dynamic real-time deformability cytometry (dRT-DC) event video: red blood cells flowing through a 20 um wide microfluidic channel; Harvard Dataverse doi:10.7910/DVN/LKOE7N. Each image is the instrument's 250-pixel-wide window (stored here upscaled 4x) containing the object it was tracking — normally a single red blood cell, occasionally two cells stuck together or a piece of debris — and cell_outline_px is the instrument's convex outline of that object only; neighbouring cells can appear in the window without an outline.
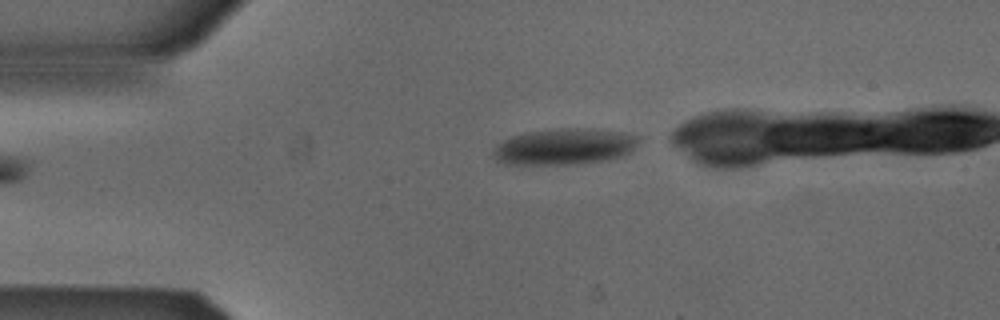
{"species": "Egyptian fruit bat (a non-hibernating species)", "species_latin": "Rousettus aegyptiacus", "temperature_condition": "cold", "stored_images_in_passage": 5, "camera_frame_rate_fps": 3000, "um_per_image_px": 0.085, "animal": {"sex": "male"}, "frame": {"image": 1, "passage_image": 5, "time_ms": 1.333, "image_size_px": [1000, 320], "cell_outline_px": [[640, 136], [636, 144], [628, 152], [620, 156], [608, 160], [576, 164], [504, 164], [496, 160], [492, 152], [496, 144], [512, 136], [528, 132], [564, 128], [576, 128], [620, 132]], "centroid_in_image_um": [47.92, 12.47], "position_along_channel_um": 37.1, "area_um2": 30.29}}